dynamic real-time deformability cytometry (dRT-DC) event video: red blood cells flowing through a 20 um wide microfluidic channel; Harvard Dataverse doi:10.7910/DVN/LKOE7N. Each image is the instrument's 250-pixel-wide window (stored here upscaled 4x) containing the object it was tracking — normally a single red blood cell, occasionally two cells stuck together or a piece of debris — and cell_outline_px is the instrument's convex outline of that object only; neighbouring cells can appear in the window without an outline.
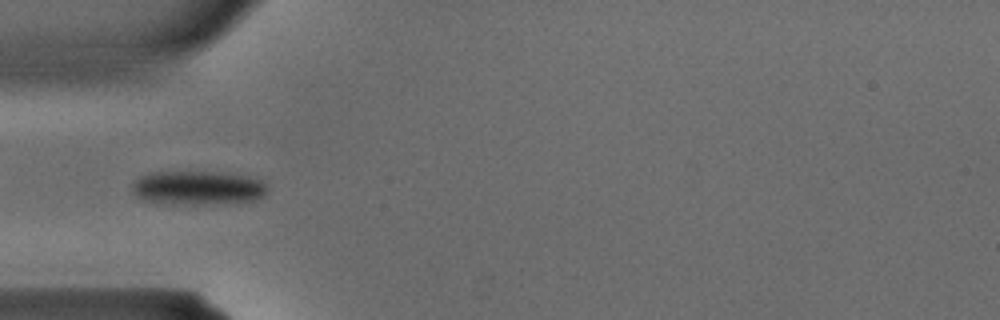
{"species": "common noctule bat (a hibernating species)", "species_latin": "Nyctalus noctula", "temperature_condition": "warm", "stored_images_in_passage": 35, "camera_frame_rate_fps": 3000, "um_per_image_px": 0.085, "animal": {"sex": "male", "body_mass_g": 15.6}, "frame": {"image": 1, "passage_image": 11, "time_ms": 3.333, "image_size_px": [1000, 320], "cell_outline_px": [[268, 188], [264, 196], [256, 200], [236, 204], [160, 204], [144, 200], [136, 196], [132, 192], [132, 184], [140, 176], [148, 172], [212, 172], [248, 176], [260, 180], [268, 184]], "centroid_in_image_um": [16.83, 15.99], "position_along_channel_um": 68.2, "area_um2": 27.4}}
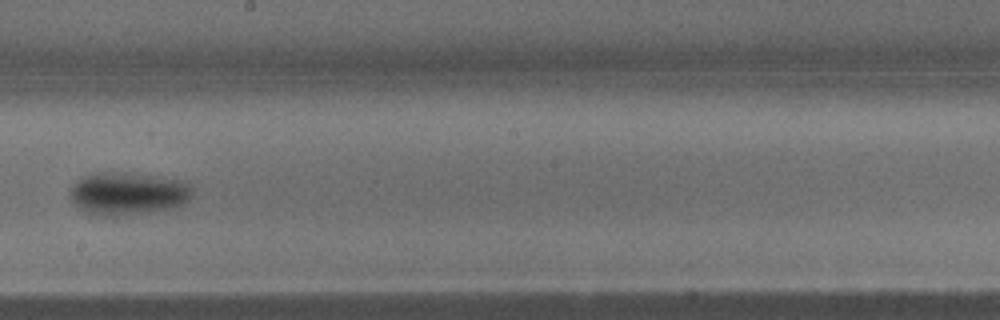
{"frame": {"image": 2, "passage_image": 20, "time_ms": 6.333, "image_size_px": [1000, 320], "cell_outline_px": [[192, 192], [188, 200], [184, 204], [172, 208], [148, 212], [116, 216], [104, 216], [88, 212], [80, 208], [68, 196], [68, 192], [72, 184], [76, 180], [84, 176], [96, 172], [124, 172], [188, 180], [192, 188]], "centroid_in_image_um": [10.88, 16.43], "position_along_channel_um": 237.3, "area_um2": 30.81}}
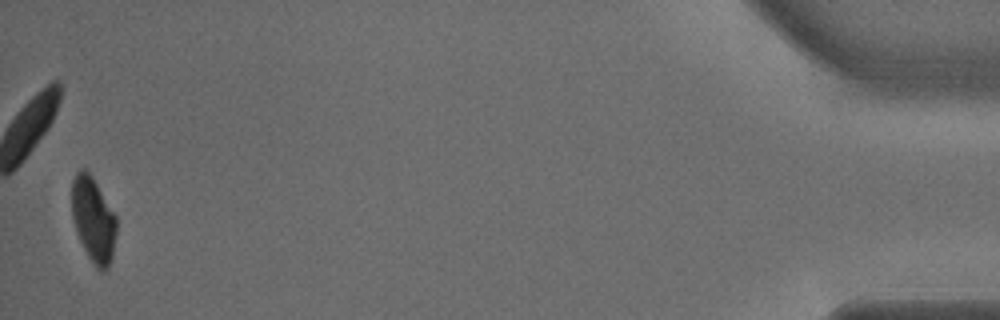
{"frame": {"image": 3, "passage_image": 35, "time_ms": 11.333, "image_size_px": [1000, 320], "cell_outline_px": [[116, 232], [112, 256], [108, 268], [104, 272], [100, 272], [96, 268], [88, 256], [80, 240], [72, 216], [72, 180], [76, 172], [84, 168], [92, 176], [116, 216]], "centroid_in_image_um": [7.94, 18.68], "position_along_channel_um": 427.3, "area_um2": 21.91}}